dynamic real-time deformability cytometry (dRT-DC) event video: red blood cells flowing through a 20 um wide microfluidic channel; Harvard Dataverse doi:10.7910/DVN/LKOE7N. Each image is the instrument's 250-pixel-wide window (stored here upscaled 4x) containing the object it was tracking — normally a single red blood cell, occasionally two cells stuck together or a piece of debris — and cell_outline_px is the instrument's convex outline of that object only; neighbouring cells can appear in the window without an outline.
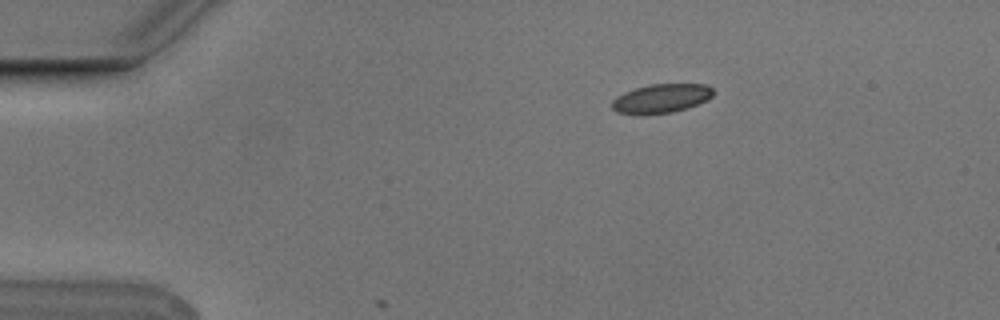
{"species": "Egyptian fruit bat (a non-hibernating species)", "species_latin": "Rousettus aegyptiacus", "temperature_condition": "cold", "stored_images_in_passage": 3, "camera_frame_rate_fps": 3000, "um_per_image_px": 0.085, "animal": {"sex": "male"}, "frame": {"image": 1, "passage_image": 1, "time_ms": 0.0, "image_size_px": [1000, 320], "cell_outline_px": [[712, 96], [708, 100], [688, 108], [672, 112], [644, 116], [616, 112], [612, 108], [612, 100], [616, 96], [624, 92], [636, 88], [652, 84], [708, 84], [712, 88]], "centroid_in_image_um": [56.19, 8.39], "position_along_channel_um": 28.8, "area_um2": 17.4}}